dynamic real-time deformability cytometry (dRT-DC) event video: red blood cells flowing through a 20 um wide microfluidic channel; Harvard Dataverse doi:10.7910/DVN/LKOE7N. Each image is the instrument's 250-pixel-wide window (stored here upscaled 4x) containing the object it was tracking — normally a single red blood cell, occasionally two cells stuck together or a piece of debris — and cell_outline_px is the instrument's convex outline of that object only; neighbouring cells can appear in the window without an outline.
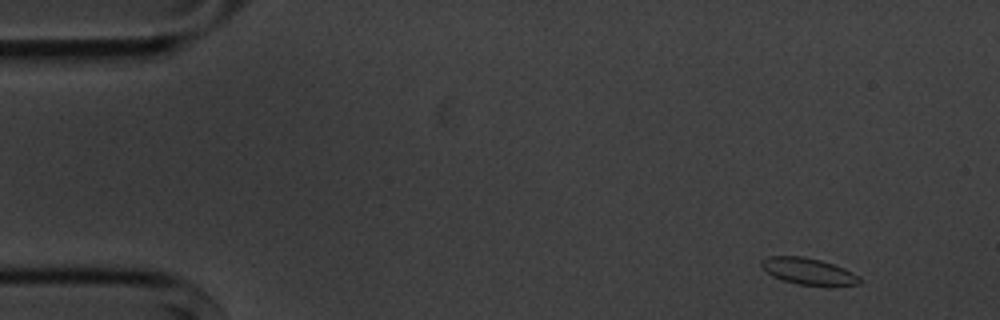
{"species": "common noctule bat (a hibernating species)", "species_latin": "Nyctalus noctula", "temperature_condition": "cold", "stored_images_in_passage": 15, "camera_frame_rate_fps": 3000, "um_per_image_px": 0.085, "animal": {"sex": "male", "body_mass_g": 20.1, "forearm_length_mm": 53.5}, "frame": {"image": 1, "passage_image": 1, "time_ms": 0.0, "image_size_px": [1000, 320], "cell_outline_px": [[860, 284], [796, 284], [772, 276], [760, 264], [760, 260], [768, 256], [804, 256], [820, 260], [844, 268], [860, 276]], "centroid_in_image_um": [68.66, 23.02], "position_along_channel_um": 16.3, "area_um2": 14.74}}
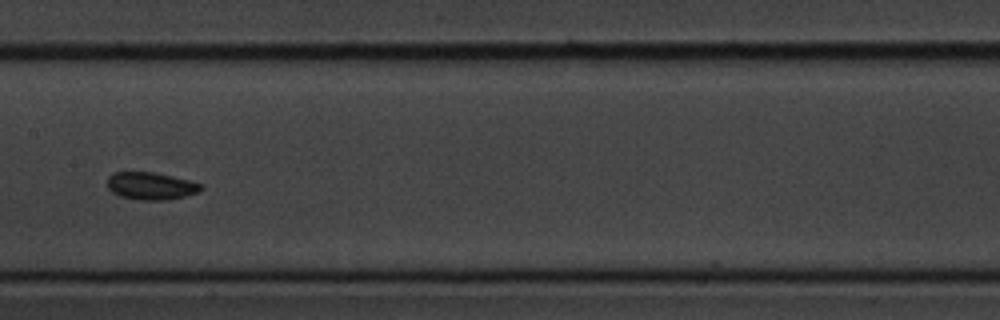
{"frame": {"image": 2, "passage_image": 7, "time_ms": 7.667, "image_size_px": [1000, 320], "cell_outline_px": [[204, 188], [200, 192], [168, 200], [140, 200], [120, 196], [112, 192], [108, 188], [108, 176], [112, 172], [156, 172], [204, 184]], "centroid_in_image_um": [12.85, 15.8], "position_along_channel_um": 194.5, "area_um2": 15.14}}
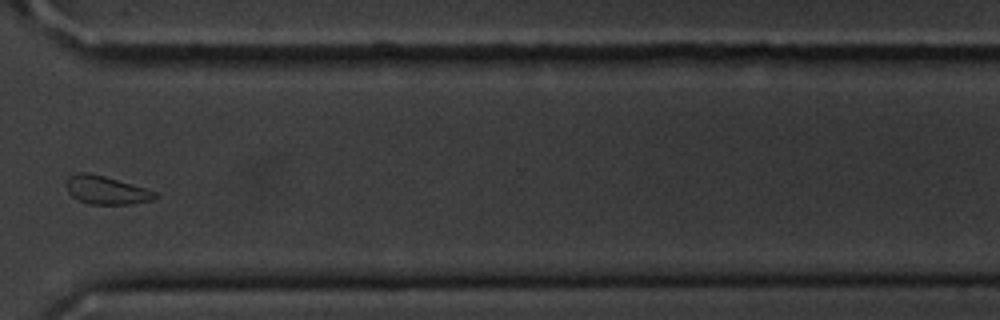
{"frame": {"image": 3, "passage_image": 11, "time_ms": 12.333, "image_size_px": [1000, 320], "cell_outline_px": [[160, 196], [152, 200], [132, 204], [88, 204], [76, 200], [68, 192], [64, 184], [68, 176], [76, 172], [88, 172], [104, 176], [132, 184], [156, 192]], "centroid_in_image_um": [8.98, 16.16], "position_along_channel_um": 361.6, "area_um2": 14.85}, "authors_computed_cell_mechanics": {"area_um2": 14.9702, "velocity_mm_per_s": 3.5901, "shape_relaxation_time_tau1_ms": null, "shape_relaxation_time_tau2_ms": 2.4406, "deformation_change_tau1": null, "deformation_change_tau2": 0.0707}}